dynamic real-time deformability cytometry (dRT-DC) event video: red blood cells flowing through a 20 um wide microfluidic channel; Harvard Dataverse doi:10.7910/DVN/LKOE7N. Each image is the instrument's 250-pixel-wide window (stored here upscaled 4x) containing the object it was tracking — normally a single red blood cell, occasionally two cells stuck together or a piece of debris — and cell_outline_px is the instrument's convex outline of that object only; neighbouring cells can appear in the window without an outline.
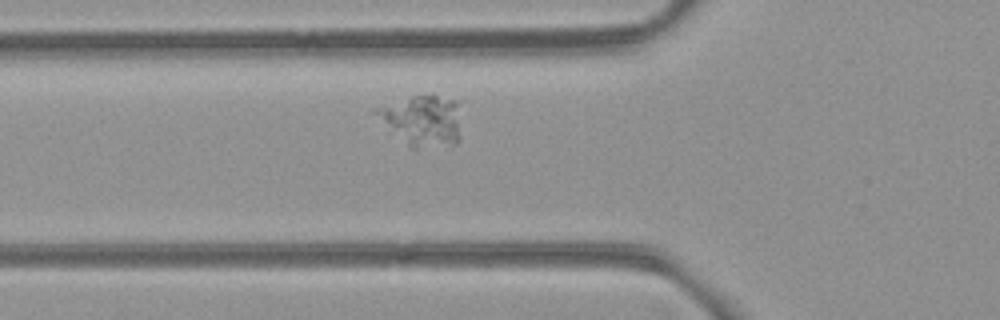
{"species": "common noctule bat (a hibernating species)", "species_latin": "Nyctalus noctula", "temperature_condition": "room temperature", "stored_images_in_passage": 7, "segment_of_instrument_passage": [2, 2], "camera_frame_rate_fps": 3000, "um_per_image_px": 0.085, "animal": {"sex": "female", "body_mass_g": 21.9}, "frame": {"image": 1, "passage_image": 7, "time_ms": 7.667, "image_size_px": [1000, 320], "cell_outline_px": [[460, 136], [456, 144], [416, 148], [412, 148], [368, 112], [372, 108], [412, 96], [432, 92], [456, 100]], "centroid_in_image_um": [35.83, 10.19], "position_along_channel_um": 90.0, "area_um2": 25.55}}